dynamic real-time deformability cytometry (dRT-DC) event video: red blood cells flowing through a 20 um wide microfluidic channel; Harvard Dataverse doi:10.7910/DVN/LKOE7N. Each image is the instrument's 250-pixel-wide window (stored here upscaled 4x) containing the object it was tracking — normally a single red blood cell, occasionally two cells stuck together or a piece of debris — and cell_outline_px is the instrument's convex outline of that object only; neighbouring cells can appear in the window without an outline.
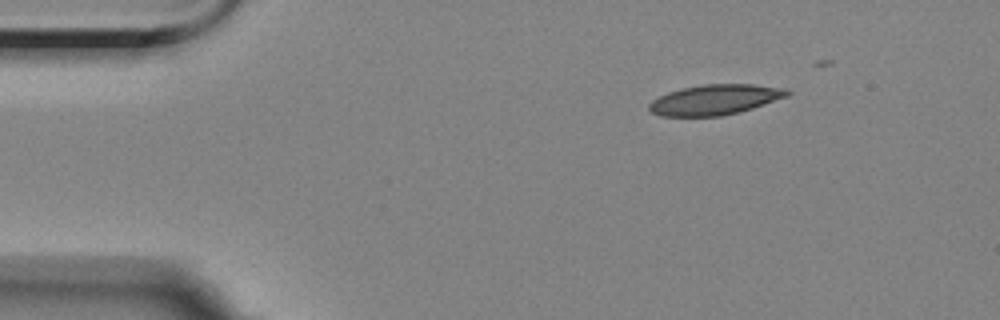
{"species": "Egyptian fruit bat (a non-hibernating species)", "species_latin": "Rousettus aegyptiacus", "temperature_condition": "room temperature", "stored_images_in_passage": 4, "camera_frame_rate_fps": 3000, "um_per_image_px": 0.085, "animal": {"sex": "female"}, "frame": {"image": 1, "passage_image": 1, "time_ms": 0.0, "image_size_px": [1000, 320], "cell_outline_px": [[792, 92], [788, 96], [752, 108], [720, 116], [660, 116], [652, 112], [648, 108], [648, 104], [652, 100], [668, 92], [680, 88], [704, 84], [752, 84], [788, 88]], "centroid_in_image_um": [60.78, 8.46], "position_along_channel_um": 24.2, "area_um2": 24.33}}
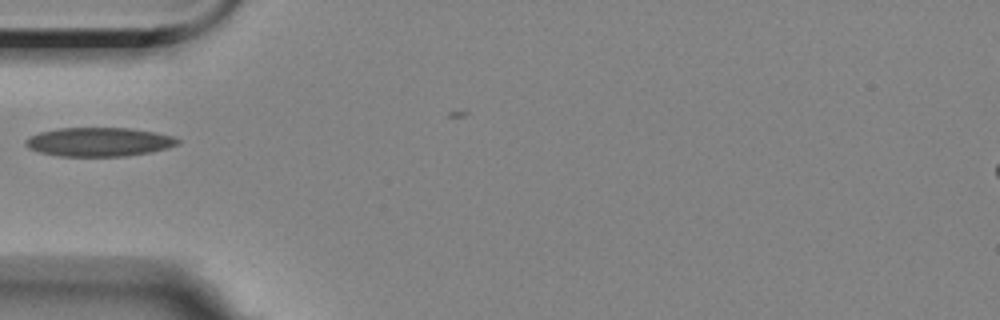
{"frame": {"image": 2, "passage_image": 4, "time_ms": 3.333, "image_size_px": [1000, 320], "cell_outline_px": [[180, 144], [168, 148], [152, 152], [124, 156], [60, 156], [40, 152], [28, 148], [24, 144], [24, 140], [28, 136], [40, 132], [60, 128], [128, 128], [152, 132], [172, 136], [180, 140]], "centroid_in_image_um": [8.39, 12.07], "position_along_channel_um": 76.6, "area_um2": 25.61}}